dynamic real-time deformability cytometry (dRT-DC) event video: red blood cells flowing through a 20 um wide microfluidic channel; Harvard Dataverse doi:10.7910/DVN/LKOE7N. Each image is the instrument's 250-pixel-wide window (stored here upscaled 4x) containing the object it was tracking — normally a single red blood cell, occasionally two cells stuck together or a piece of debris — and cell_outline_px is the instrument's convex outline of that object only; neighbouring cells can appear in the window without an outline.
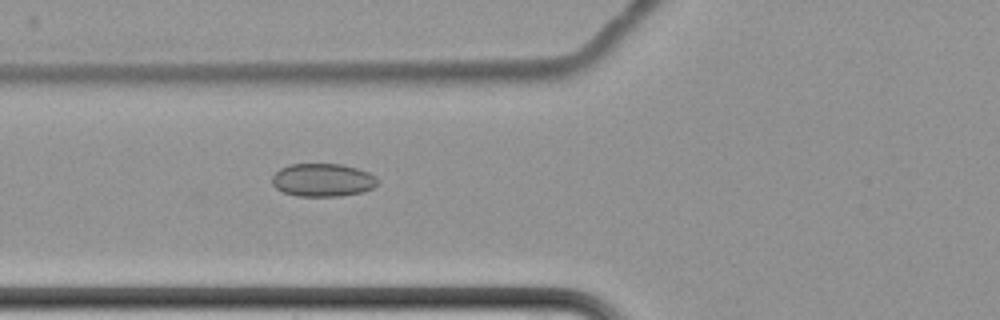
{"species": "common noctule bat (a hibernating species)", "species_latin": "Nyctalus noctula", "temperature_condition": "cold", "stored_images_in_passage": 2, "camera_frame_rate_fps": 3000, "um_per_image_px": 0.085, "animal": {"sex": "female", "body_mass_g": 22.7, "forearm_length_mm": 54.2}, "frame": {"image": 1, "passage_image": 2, "time_ms": 1.0, "image_size_px": [1000, 320], "cell_outline_px": [[376, 184], [372, 188], [364, 192], [340, 196], [296, 196], [284, 192], [276, 188], [272, 184], [272, 176], [280, 168], [288, 164], [340, 164], [356, 168], [368, 172], [376, 176]], "centroid_in_image_um": [27.41, 15.3], "position_along_channel_um": 98.4, "area_um2": 20.35}}